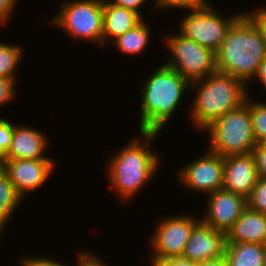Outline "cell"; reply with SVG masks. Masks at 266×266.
Masks as SVG:
<instances>
[{"label": "cell", "instance_id": "6da1fadb", "mask_svg": "<svg viewBox=\"0 0 266 266\" xmlns=\"http://www.w3.org/2000/svg\"><path fill=\"white\" fill-rule=\"evenodd\" d=\"M138 132V137L113 151L105 169L110 188L122 202L134 201V197L158 173L161 163L159 154L152 151V144L160 133Z\"/></svg>", "mask_w": 266, "mask_h": 266}, {"label": "cell", "instance_id": "7a4b0ae2", "mask_svg": "<svg viewBox=\"0 0 266 266\" xmlns=\"http://www.w3.org/2000/svg\"><path fill=\"white\" fill-rule=\"evenodd\" d=\"M215 54L218 72L250 84L266 58V41L257 23L246 11L232 23Z\"/></svg>", "mask_w": 266, "mask_h": 266}, {"label": "cell", "instance_id": "3957f363", "mask_svg": "<svg viewBox=\"0 0 266 266\" xmlns=\"http://www.w3.org/2000/svg\"><path fill=\"white\" fill-rule=\"evenodd\" d=\"M152 74V75H151ZM140 86L139 131L161 133L191 92V82L163 63Z\"/></svg>", "mask_w": 266, "mask_h": 266}, {"label": "cell", "instance_id": "277c9868", "mask_svg": "<svg viewBox=\"0 0 266 266\" xmlns=\"http://www.w3.org/2000/svg\"><path fill=\"white\" fill-rule=\"evenodd\" d=\"M248 87L243 80L218 71L191 82L195 95L188 106L189 120L197 130L204 131L216 119L241 107L251 95Z\"/></svg>", "mask_w": 266, "mask_h": 266}, {"label": "cell", "instance_id": "5b68a950", "mask_svg": "<svg viewBox=\"0 0 266 266\" xmlns=\"http://www.w3.org/2000/svg\"><path fill=\"white\" fill-rule=\"evenodd\" d=\"M208 150L223 157L252 153L257 145L249 107H241L216 119L205 130Z\"/></svg>", "mask_w": 266, "mask_h": 266}, {"label": "cell", "instance_id": "8992f818", "mask_svg": "<svg viewBox=\"0 0 266 266\" xmlns=\"http://www.w3.org/2000/svg\"><path fill=\"white\" fill-rule=\"evenodd\" d=\"M209 1L204 0L196 5L180 8L190 12L180 17L182 19L178 21V33L216 53L224 41L228 29L243 13V10L239 11V14L236 12V14L233 13L225 18L224 14L218 12L211 5L213 4L211 0Z\"/></svg>", "mask_w": 266, "mask_h": 266}, {"label": "cell", "instance_id": "52a82bcc", "mask_svg": "<svg viewBox=\"0 0 266 266\" xmlns=\"http://www.w3.org/2000/svg\"><path fill=\"white\" fill-rule=\"evenodd\" d=\"M59 14L50 23L70 35L71 40H83L103 46L104 0H62Z\"/></svg>", "mask_w": 266, "mask_h": 266}, {"label": "cell", "instance_id": "ba28073f", "mask_svg": "<svg viewBox=\"0 0 266 266\" xmlns=\"http://www.w3.org/2000/svg\"><path fill=\"white\" fill-rule=\"evenodd\" d=\"M165 46L169 56L163 64L176 70L190 82L206 78L217 72L216 54L178 32L165 37Z\"/></svg>", "mask_w": 266, "mask_h": 266}, {"label": "cell", "instance_id": "9c48e42d", "mask_svg": "<svg viewBox=\"0 0 266 266\" xmlns=\"http://www.w3.org/2000/svg\"><path fill=\"white\" fill-rule=\"evenodd\" d=\"M178 214L162 217L150 236L152 254L149 258L182 256L194 225L200 220L197 215ZM197 216V217H195ZM195 217V218H194ZM154 251V252H153Z\"/></svg>", "mask_w": 266, "mask_h": 266}, {"label": "cell", "instance_id": "30bf717a", "mask_svg": "<svg viewBox=\"0 0 266 266\" xmlns=\"http://www.w3.org/2000/svg\"><path fill=\"white\" fill-rule=\"evenodd\" d=\"M204 153L180 168L176 178L186 189L208 195L223 189L224 157L207 148Z\"/></svg>", "mask_w": 266, "mask_h": 266}, {"label": "cell", "instance_id": "8fae6325", "mask_svg": "<svg viewBox=\"0 0 266 266\" xmlns=\"http://www.w3.org/2000/svg\"><path fill=\"white\" fill-rule=\"evenodd\" d=\"M0 166L7 173L16 193L24 200L49 181L56 168L53 159H2Z\"/></svg>", "mask_w": 266, "mask_h": 266}, {"label": "cell", "instance_id": "7c38bea8", "mask_svg": "<svg viewBox=\"0 0 266 266\" xmlns=\"http://www.w3.org/2000/svg\"><path fill=\"white\" fill-rule=\"evenodd\" d=\"M207 203L200 220L216 230L227 232L248 207L247 198L221 189L206 195Z\"/></svg>", "mask_w": 266, "mask_h": 266}, {"label": "cell", "instance_id": "4fadbf2b", "mask_svg": "<svg viewBox=\"0 0 266 266\" xmlns=\"http://www.w3.org/2000/svg\"><path fill=\"white\" fill-rule=\"evenodd\" d=\"M226 234L199 220L182 253L183 258L194 262L211 260L224 255Z\"/></svg>", "mask_w": 266, "mask_h": 266}, {"label": "cell", "instance_id": "5bb4252c", "mask_svg": "<svg viewBox=\"0 0 266 266\" xmlns=\"http://www.w3.org/2000/svg\"><path fill=\"white\" fill-rule=\"evenodd\" d=\"M258 179L253 153L224 157L223 189L248 198Z\"/></svg>", "mask_w": 266, "mask_h": 266}, {"label": "cell", "instance_id": "9a60e30c", "mask_svg": "<svg viewBox=\"0 0 266 266\" xmlns=\"http://www.w3.org/2000/svg\"><path fill=\"white\" fill-rule=\"evenodd\" d=\"M49 141L47 135L36 127L15 125L11 147L2 159H52L45 156Z\"/></svg>", "mask_w": 266, "mask_h": 266}, {"label": "cell", "instance_id": "2e32d148", "mask_svg": "<svg viewBox=\"0 0 266 266\" xmlns=\"http://www.w3.org/2000/svg\"><path fill=\"white\" fill-rule=\"evenodd\" d=\"M103 48L137 26L144 18L137 12L104 0ZM108 40V41H107Z\"/></svg>", "mask_w": 266, "mask_h": 266}, {"label": "cell", "instance_id": "e0dca14e", "mask_svg": "<svg viewBox=\"0 0 266 266\" xmlns=\"http://www.w3.org/2000/svg\"><path fill=\"white\" fill-rule=\"evenodd\" d=\"M266 244V214L249 207L226 234V243Z\"/></svg>", "mask_w": 266, "mask_h": 266}, {"label": "cell", "instance_id": "ac0fdd59", "mask_svg": "<svg viewBox=\"0 0 266 266\" xmlns=\"http://www.w3.org/2000/svg\"><path fill=\"white\" fill-rule=\"evenodd\" d=\"M224 255L228 266H266V244L226 243Z\"/></svg>", "mask_w": 266, "mask_h": 266}, {"label": "cell", "instance_id": "d6986e66", "mask_svg": "<svg viewBox=\"0 0 266 266\" xmlns=\"http://www.w3.org/2000/svg\"><path fill=\"white\" fill-rule=\"evenodd\" d=\"M150 26L145 18L135 27L127 31L122 36L115 39L113 44L121 55H139L142 54L150 43Z\"/></svg>", "mask_w": 266, "mask_h": 266}, {"label": "cell", "instance_id": "ffe728a7", "mask_svg": "<svg viewBox=\"0 0 266 266\" xmlns=\"http://www.w3.org/2000/svg\"><path fill=\"white\" fill-rule=\"evenodd\" d=\"M23 199L16 193L5 170L0 166V239L5 233L6 225Z\"/></svg>", "mask_w": 266, "mask_h": 266}, {"label": "cell", "instance_id": "44dd1931", "mask_svg": "<svg viewBox=\"0 0 266 266\" xmlns=\"http://www.w3.org/2000/svg\"><path fill=\"white\" fill-rule=\"evenodd\" d=\"M23 48L21 45L5 43L0 41V77L13 79L15 82L18 71L17 67L23 59Z\"/></svg>", "mask_w": 266, "mask_h": 266}, {"label": "cell", "instance_id": "7402d4cb", "mask_svg": "<svg viewBox=\"0 0 266 266\" xmlns=\"http://www.w3.org/2000/svg\"><path fill=\"white\" fill-rule=\"evenodd\" d=\"M252 100L253 99L249 95L245 104L249 107L254 137L257 144L266 143V101Z\"/></svg>", "mask_w": 266, "mask_h": 266}, {"label": "cell", "instance_id": "603a6c76", "mask_svg": "<svg viewBox=\"0 0 266 266\" xmlns=\"http://www.w3.org/2000/svg\"><path fill=\"white\" fill-rule=\"evenodd\" d=\"M248 207L252 210L266 214V179L259 178L247 198Z\"/></svg>", "mask_w": 266, "mask_h": 266}, {"label": "cell", "instance_id": "cb8c5ba5", "mask_svg": "<svg viewBox=\"0 0 266 266\" xmlns=\"http://www.w3.org/2000/svg\"><path fill=\"white\" fill-rule=\"evenodd\" d=\"M14 126L7 118H0V161L11 147Z\"/></svg>", "mask_w": 266, "mask_h": 266}, {"label": "cell", "instance_id": "d4e9b609", "mask_svg": "<svg viewBox=\"0 0 266 266\" xmlns=\"http://www.w3.org/2000/svg\"><path fill=\"white\" fill-rule=\"evenodd\" d=\"M16 83L13 79L0 77V109L13 100L16 95Z\"/></svg>", "mask_w": 266, "mask_h": 266}, {"label": "cell", "instance_id": "484cf974", "mask_svg": "<svg viewBox=\"0 0 266 266\" xmlns=\"http://www.w3.org/2000/svg\"><path fill=\"white\" fill-rule=\"evenodd\" d=\"M22 257V258H21ZM18 259L20 262V266H69L60 261H57L55 258L51 259V256L45 257H31V256H20ZM55 259V260H54Z\"/></svg>", "mask_w": 266, "mask_h": 266}, {"label": "cell", "instance_id": "4316f807", "mask_svg": "<svg viewBox=\"0 0 266 266\" xmlns=\"http://www.w3.org/2000/svg\"><path fill=\"white\" fill-rule=\"evenodd\" d=\"M204 0H154L153 1V9L156 10H167V9H179V8H186L189 6L196 5Z\"/></svg>", "mask_w": 266, "mask_h": 266}, {"label": "cell", "instance_id": "83f0119b", "mask_svg": "<svg viewBox=\"0 0 266 266\" xmlns=\"http://www.w3.org/2000/svg\"><path fill=\"white\" fill-rule=\"evenodd\" d=\"M151 266H198L197 262L179 257L171 258H149Z\"/></svg>", "mask_w": 266, "mask_h": 266}, {"label": "cell", "instance_id": "f1b7e54d", "mask_svg": "<svg viewBox=\"0 0 266 266\" xmlns=\"http://www.w3.org/2000/svg\"><path fill=\"white\" fill-rule=\"evenodd\" d=\"M259 178L266 179V143H259L253 149Z\"/></svg>", "mask_w": 266, "mask_h": 266}, {"label": "cell", "instance_id": "f546056e", "mask_svg": "<svg viewBox=\"0 0 266 266\" xmlns=\"http://www.w3.org/2000/svg\"><path fill=\"white\" fill-rule=\"evenodd\" d=\"M96 253L94 252H87V250H85V252H81L79 253V255H76L78 258H76V260H78L76 263V266H108L106 265V263L104 262V260L101 259L100 256L95 255ZM102 260V261H101Z\"/></svg>", "mask_w": 266, "mask_h": 266}, {"label": "cell", "instance_id": "4dcf8cb0", "mask_svg": "<svg viewBox=\"0 0 266 266\" xmlns=\"http://www.w3.org/2000/svg\"><path fill=\"white\" fill-rule=\"evenodd\" d=\"M19 0H0V26L7 25ZM13 12V13H12Z\"/></svg>", "mask_w": 266, "mask_h": 266}, {"label": "cell", "instance_id": "1f68e13d", "mask_svg": "<svg viewBox=\"0 0 266 266\" xmlns=\"http://www.w3.org/2000/svg\"><path fill=\"white\" fill-rule=\"evenodd\" d=\"M247 13L252 17V19L257 23L260 31L263 34V38L266 41V5L263 8L252 9V11H247Z\"/></svg>", "mask_w": 266, "mask_h": 266}, {"label": "cell", "instance_id": "d6a6232c", "mask_svg": "<svg viewBox=\"0 0 266 266\" xmlns=\"http://www.w3.org/2000/svg\"><path fill=\"white\" fill-rule=\"evenodd\" d=\"M108 1L114 5L133 10L139 13L144 18L143 12L141 11L142 9L141 7L144 6V4L148 0H108Z\"/></svg>", "mask_w": 266, "mask_h": 266}, {"label": "cell", "instance_id": "836d02e7", "mask_svg": "<svg viewBox=\"0 0 266 266\" xmlns=\"http://www.w3.org/2000/svg\"><path fill=\"white\" fill-rule=\"evenodd\" d=\"M256 79L266 89V58L263 59V61L261 62V64H260V66L258 68V71H257L256 75L252 79L253 81H250V83L254 82Z\"/></svg>", "mask_w": 266, "mask_h": 266}, {"label": "cell", "instance_id": "e575fe53", "mask_svg": "<svg viewBox=\"0 0 266 266\" xmlns=\"http://www.w3.org/2000/svg\"><path fill=\"white\" fill-rule=\"evenodd\" d=\"M198 266H228V262L225 255H222L215 259L198 262Z\"/></svg>", "mask_w": 266, "mask_h": 266}]
</instances>
